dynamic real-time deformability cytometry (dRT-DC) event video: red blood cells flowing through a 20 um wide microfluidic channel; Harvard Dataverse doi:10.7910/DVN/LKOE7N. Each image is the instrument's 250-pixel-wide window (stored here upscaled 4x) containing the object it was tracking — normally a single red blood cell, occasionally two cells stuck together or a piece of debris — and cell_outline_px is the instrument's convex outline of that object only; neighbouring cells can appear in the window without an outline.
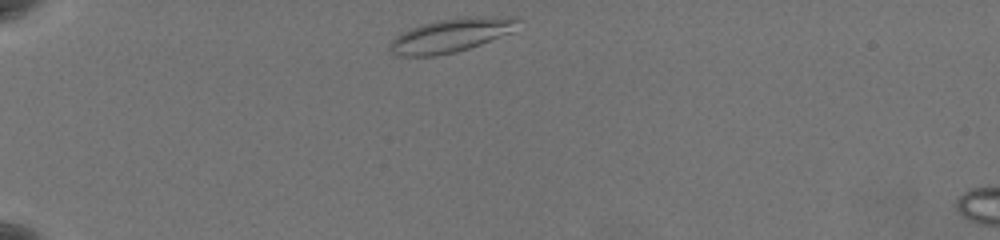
{"species": "common noctule bat (a hibernating species)", "species_latin": "Nyctalus noctula", "temperature_condition": "warm", "stored_images_in_passage": 39, "camera_frame_rate_fps": 3000, "um_per_image_px": 0.085, "animal": {"sex": "female", "body_mass_g": 19.5, "forearm_length_mm": 54.1}, "frame": {"image": 1, "passage_image": 2, "time_ms": 0.333, "image_size_px": [1000, 240], "cell_outline_px": [[520, 20], [512, 32], [480, 44], [456, 52], [436, 56], [400, 56], [392, 52], [388, 48], [388, 44], [396, 36], [412, 28], [424, 24], [440, 20], [468, 16], [520, 16]], "centroid_in_image_um": [38.37, 2.99], "position_along_channel_um": 46.6, "area_um2": 25.09}}
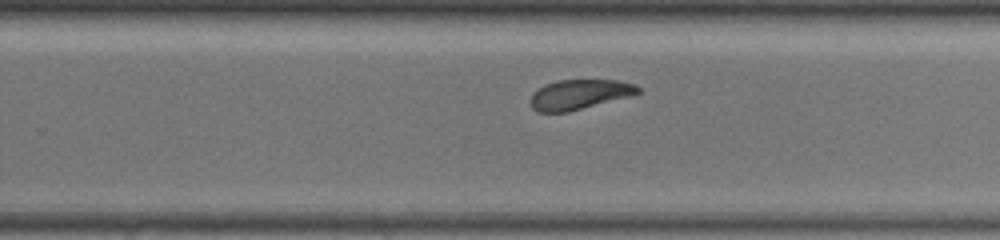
{"frame": {"image": 2, "passage_image": 26, "time_ms": 8.333, "image_size_px": [1000, 240], "cell_outline_px": [[644, 92], [636, 96], [568, 112], [536, 112], [532, 108], [532, 92], [544, 84], [556, 80], [616, 80], [636, 84]], "centroid_in_image_um": [49.34, 8.03], "position_along_channel_um": 280.5, "area_um2": 19.25}}
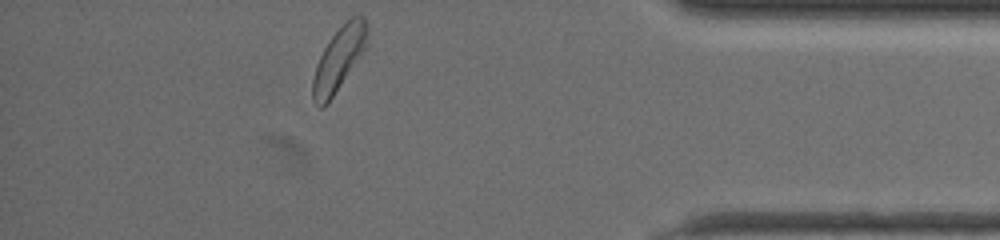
{"frame": {"image": 3, "passage_image": 39, "time_ms": 12.667, "image_size_px": [1000, 240], "cell_outline_px": [[368, 44], [364, 52], [324, 108], [320, 108], [312, 100], [312, 80], [316, 64], [324, 48], [332, 36], [352, 16], [364, 16], [368, 28]], "centroid_in_image_um": [28.81, 5.03], "position_along_channel_um": 406.4, "area_um2": 20.11}, "authors_computed_cell_mechanics": {"area_um2": 19.9988, "velocity_mm_per_s": 3.5406, "shape_relaxation_time_tau1_ms": 3.7006, "shape_relaxation_time_tau2_ms": 2.7344, "deformation_change_tau1": 0.1075, "deformation_change_tau2": 0.0815}}